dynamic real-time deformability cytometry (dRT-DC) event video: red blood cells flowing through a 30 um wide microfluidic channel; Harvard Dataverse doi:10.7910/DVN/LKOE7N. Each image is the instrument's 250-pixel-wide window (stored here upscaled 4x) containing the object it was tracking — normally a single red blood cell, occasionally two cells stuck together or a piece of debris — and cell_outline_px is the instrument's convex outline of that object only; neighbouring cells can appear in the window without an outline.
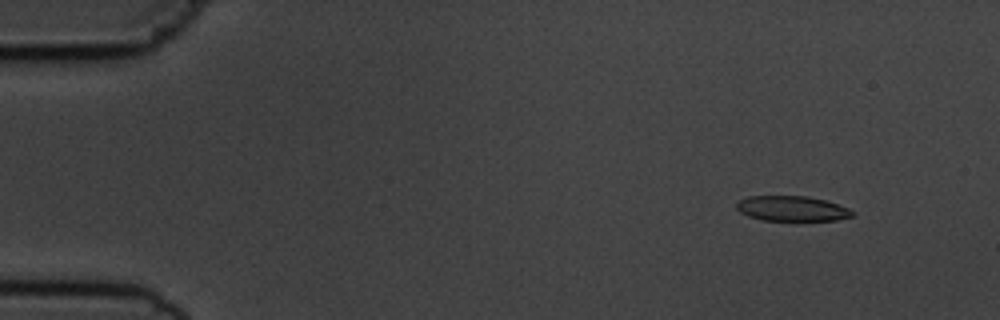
{"species": "common noctule bat (a hibernating species)", "species_latin": "Nyctalus noctula", "temperature_condition": "cold", "stored_images_in_passage": 5, "camera_frame_rate_fps": 3000, "um_per_image_px": 0.085, "animal": {"sex": "male", "body_mass_g": 19.5, "forearm_length_mm": 54.6}, "frame": {"image": 1, "passage_image": 2, "time_ms": 1.333, "image_size_px": [1000, 320], "cell_outline_px": [[856, 212], [852, 216], [836, 220], [764, 220], [748, 216], [740, 212], [736, 208], [736, 204], [740, 200], [748, 196], [808, 196], [824, 200], [848, 208]], "centroid_in_image_um": [67.31, 17.72], "position_along_channel_um": 17.7, "area_um2": 16.82}}